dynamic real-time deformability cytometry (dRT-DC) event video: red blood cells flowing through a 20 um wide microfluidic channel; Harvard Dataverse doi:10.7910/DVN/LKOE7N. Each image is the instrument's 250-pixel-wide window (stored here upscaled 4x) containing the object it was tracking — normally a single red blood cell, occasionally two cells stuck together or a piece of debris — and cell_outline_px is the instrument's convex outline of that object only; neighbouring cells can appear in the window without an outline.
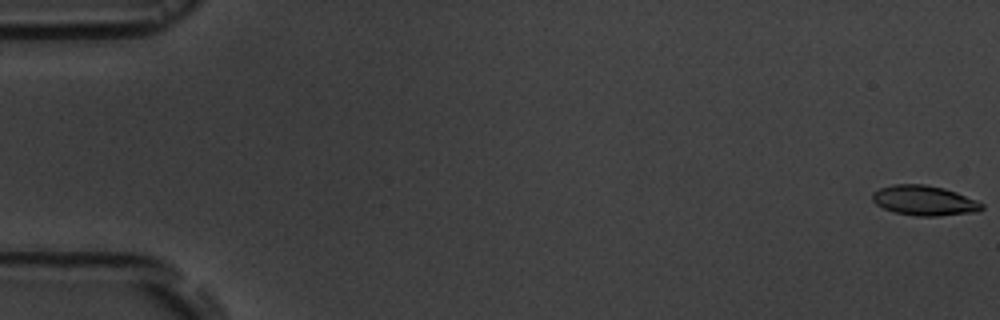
{"species": "common noctule bat (a hibernating species)", "species_latin": "Nyctalus noctula", "temperature_condition": "room temperature", "stored_images_in_passage": 4, "camera_frame_rate_fps": 3000, "um_per_image_px": 0.085, "animal": {"sex": "male", "body_mass_g": 19.5, "forearm_length_mm": 54.6}, "frame": {"image": 1, "passage_image": 1, "time_ms": 0.0, "image_size_px": [1000, 320], "cell_outline_px": [[984, 208], [980, 212], [936, 216], [916, 216], [892, 212], [876, 204], [872, 200], [872, 192], [880, 188], [892, 184], [924, 184], [944, 188], [956, 192], [976, 200], [984, 204]], "centroid_in_image_um": [78.57, 17.05], "position_along_channel_um": 6.4, "area_um2": 19.31}}